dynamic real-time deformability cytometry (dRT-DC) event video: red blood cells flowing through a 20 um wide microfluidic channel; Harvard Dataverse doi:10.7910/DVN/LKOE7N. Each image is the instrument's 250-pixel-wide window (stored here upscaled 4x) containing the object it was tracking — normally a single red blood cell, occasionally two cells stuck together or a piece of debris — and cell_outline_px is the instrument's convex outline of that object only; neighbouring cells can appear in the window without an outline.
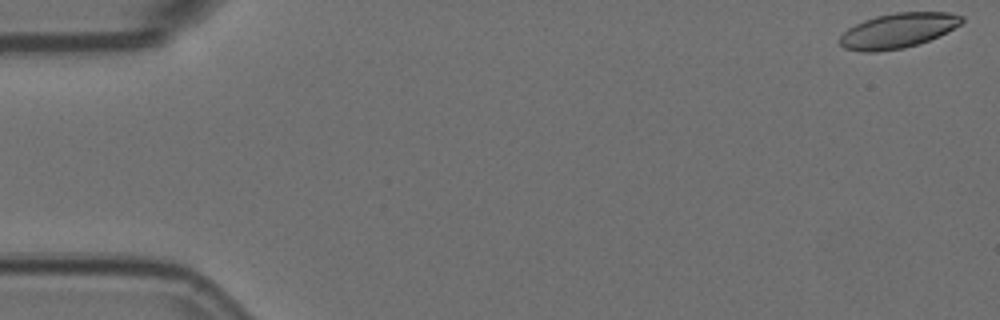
{"species": "Egyptian fruit bat (a non-hibernating species)", "species_latin": "Rousettus aegyptiacus", "temperature_condition": "room temperature", "stored_images_in_passage": 3, "camera_frame_rate_fps": 3000, "um_per_image_px": 0.085, "animal": {"sex": "female"}, "frame": {"image": 1, "passage_image": 1, "time_ms": 0.0, "image_size_px": [1000, 320], "cell_outline_px": [[964, 20], [960, 24], [928, 40], [904, 48], [876, 52], [860, 52], [844, 48], [836, 40], [848, 28], [864, 20], [876, 16], [896, 12], [952, 12], [964, 16]], "centroid_in_image_um": [76.27, 2.6], "position_along_channel_um": 8.7, "area_um2": 24.74}}